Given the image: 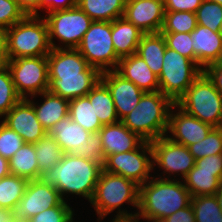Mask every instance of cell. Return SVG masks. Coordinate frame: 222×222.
<instances>
[{
  "instance_id": "obj_10",
  "label": "cell",
  "mask_w": 222,
  "mask_h": 222,
  "mask_svg": "<svg viewBox=\"0 0 222 222\" xmlns=\"http://www.w3.org/2000/svg\"><path fill=\"white\" fill-rule=\"evenodd\" d=\"M45 16H47L44 18L49 29V41L54 49H77L93 22L78 5L69 9L56 10ZM53 39H58L65 45L58 46Z\"/></svg>"
},
{
  "instance_id": "obj_32",
  "label": "cell",
  "mask_w": 222,
  "mask_h": 222,
  "mask_svg": "<svg viewBox=\"0 0 222 222\" xmlns=\"http://www.w3.org/2000/svg\"><path fill=\"white\" fill-rule=\"evenodd\" d=\"M34 146L39 170L42 174L59 163L65 154L55 139L48 133Z\"/></svg>"
},
{
  "instance_id": "obj_40",
  "label": "cell",
  "mask_w": 222,
  "mask_h": 222,
  "mask_svg": "<svg viewBox=\"0 0 222 222\" xmlns=\"http://www.w3.org/2000/svg\"><path fill=\"white\" fill-rule=\"evenodd\" d=\"M166 42V47L175 50L182 56L195 62L193 39L191 33H162Z\"/></svg>"
},
{
  "instance_id": "obj_12",
  "label": "cell",
  "mask_w": 222,
  "mask_h": 222,
  "mask_svg": "<svg viewBox=\"0 0 222 222\" xmlns=\"http://www.w3.org/2000/svg\"><path fill=\"white\" fill-rule=\"evenodd\" d=\"M141 149V150H140ZM103 170L133 180L142 185L152 178L153 153L149 141H144L137 149L107 156Z\"/></svg>"
},
{
  "instance_id": "obj_2",
  "label": "cell",
  "mask_w": 222,
  "mask_h": 222,
  "mask_svg": "<svg viewBox=\"0 0 222 222\" xmlns=\"http://www.w3.org/2000/svg\"><path fill=\"white\" fill-rule=\"evenodd\" d=\"M102 170L98 162L65 153L59 163L43 173L42 179L54 185L64 201L66 194H75L90 202Z\"/></svg>"
},
{
  "instance_id": "obj_53",
  "label": "cell",
  "mask_w": 222,
  "mask_h": 222,
  "mask_svg": "<svg viewBox=\"0 0 222 222\" xmlns=\"http://www.w3.org/2000/svg\"><path fill=\"white\" fill-rule=\"evenodd\" d=\"M215 196L222 213V184L219 187L218 191L216 192Z\"/></svg>"
},
{
  "instance_id": "obj_38",
  "label": "cell",
  "mask_w": 222,
  "mask_h": 222,
  "mask_svg": "<svg viewBox=\"0 0 222 222\" xmlns=\"http://www.w3.org/2000/svg\"><path fill=\"white\" fill-rule=\"evenodd\" d=\"M197 24L211 29L213 32L222 30V5L203 0L196 11Z\"/></svg>"
},
{
  "instance_id": "obj_52",
  "label": "cell",
  "mask_w": 222,
  "mask_h": 222,
  "mask_svg": "<svg viewBox=\"0 0 222 222\" xmlns=\"http://www.w3.org/2000/svg\"><path fill=\"white\" fill-rule=\"evenodd\" d=\"M140 219L135 216H130V217H115L111 222H140Z\"/></svg>"
},
{
  "instance_id": "obj_34",
  "label": "cell",
  "mask_w": 222,
  "mask_h": 222,
  "mask_svg": "<svg viewBox=\"0 0 222 222\" xmlns=\"http://www.w3.org/2000/svg\"><path fill=\"white\" fill-rule=\"evenodd\" d=\"M196 222H222V213L215 195L191 197Z\"/></svg>"
},
{
  "instance_id": "obj_8",
  "label": "cell",
  "mask_w": 222,
  "mask_h": 222,
  "mask_svg": "<svg viewBox=\"0 0 222 222\" xmlns=\"http://www.w3.org/2000/svg\"><path fill=\"white\" fill-rule=\"evenodd\" d=\"M162 71L158 76L159 91L176 103L203 69L193 60L166 47Z\"/></svg>"
},
{
  "instance_id": "obj_7",
  "label": "cell",
  "mask_w": 222,
  "mask_h": 222,
  "mask_svg": "<svg viewBox=\"0 0 222 222\" xmlns=\"http://www.w3.org/2000/svg\"><path fill=\"white\" fill-rule=\"evenodd\" d=\"M47 133L55 139L64 153H72L103 166L105 157L99 132L90 133L67 116L58 121Z\"/></svg>"
},
{
  "instance_id": "obj_25",
  "label": "cell",
  "mask_w": 222,
  "mask_h": 222,
  "mask_svg": "<svg viewBox=\"0 0 222 222\" xmlns=\"http://www.w3.org/2000/svg\"><path fill=\"white\" fill-rule=\"evenodd\" d=\"M40 96L44 97L43 103L38 105L31 97L27 98L33 105L36 117L42 127L48 132L58 121L68 116L69 100L64 99L52 92L45 91Z\"/></svg>"
},
{
  "instance_id": "obj_47",
  "label": "cell",
  "mask_w": 222,
  "mask_h": 222,
  "mask_svg": "<svg viewBox=\"0 0 222 222\" xmlns=\"http://www.w3.org/2000/svg\"><path fill=\"white\" fill-rule=\"evenodd\" d=\"M203 72L213 82L215 88L222 94V66H207Z\"/></svg>"
},
{
  "instance_id": "obj_39",
  "label": "cell",
  "mask_w": 222,
  "mask_h": 222,
  "mask_svg": "<svg viewBox=\"0 0 222 222\" xmlns=\"http://www.w3.org/2000/svg\"><path fill=\"white\" fill-rule=\"evenodd\" d=\"M27 11L17 0H0V27L8 29L15 23L23 20Z\"/></svg>"
},
{
  "instance_id": "obj_42",
  "label": "cell",
  "mask_w": 222,
  "mask_h": 222,
  "mask_svg": "<svg viewBox=\"0 0 222 222\" xmlns=\"http://www.w3.org/2000/svg\"><path fill=\"white\" fill-rule=\"evenodd\" d=\"M23 144L22 137L0 121V155L10 160Z\"/></svg>"
},
{
  "instance_id": "obj_33",
  "label": "cell",
  "mask_w": 222,
  "mask_h": 222,
  "mask_svg": "<svg viewBox=\"0 0 222 222\" xmlns=\"http://www.w3.org/2000/svg\"><path fill=\"white\" fill-rule=\"evenodd\" d=\"M28 180L16 175L0 179V208L13 210L24 196Z\"/></svg>"
},
{
  "instance_id": "obj_1",
  "label": "cell",
  "mask_w": 222,
  "mask_h": 222,
  "mask_svg": "<svg viewBox=\"0 0 222 222\" xmlns=\"http://www.w3.org/2000/svg\"><path fill=\"white\" fill-rule=\"evenodd\" d=\"M155 177L139 186L136 213L139 219L147 222H161L167 216L191 204V195L184 182L174 177Z\"/></svg>"
},
{
  "instance_id": "obj_20",
  "label": "cell",
  "mask_w": 222,
  "mask_h": 222,
  "mask_svg": "<svg viewBox=\"0 0 222 222\" xmlns=\"http://www.w3.org/2000/svg\"><path fill=\"white\" fill-rule=\"evenodd\" d=\"M104 157L137 149L144 140L121 121L103 125L99 130Z\"/></svg>"
},
{
  "instance_id": "obj_31",
  "label": "cell",
  "mask_w": 222,
  "mask_h": 222,
  "mask_svg": "<svg viewBox=\"0 0 222 222\" xmlns=\"http://www.w3.org/2000/svg\"><path fill=\"white\" fill-rule=\"evenodd\" d=\"M68 116L90 133L99 132L103 127L87 96L77 97L69 101Z\"/></svg>"
},
{
  "instance_id": "obj_24",
  "label": "cell",
  "mask_w": 222,
  "mask_h": 222,
  "mask_svg": "<svg viewBox=\"0 0 222 222\" xmlns=\"http://www.w3.org/2000/svg\"><path fill=\"white\" fill-rule=\"evenodd\" d=\"M143 34L124 17L113 20L111 22V36L116 55L123 58L135 54Z\"/></svg>"
},
{
  "instance_id": "obj_36",
  "label": "cell",
  "mask_w": 222,
  "mask_h": 222,
  "mask_svg": "<svg viewBox=\"0 0 222 222\" xmlns=\"http://www.w3.org/2000/svg\"><path fill=\"white\" fill-rule=\"evenodd\" d=\"M22 98L17 94L7 64L0 66V118Z\"/></svg>"
},
{
  "instance_id": "obj_45",
  "label": "cell",
  "mask_w": 222,
  "mask_h": 222,
  "mask_svg": "<svg viewBox=\"0 0 222 222\" xmlns=\"http://www.w3.org/2000/svg\"><path fill=\"white\" fill-rule=\"evenodd\" d=\"M77 5V0H41L40 4L30 13L34 16H39L38 10L45 9L47 13L69 9Z\"/></svg>"
},
{
  "instance_id": "obj_41",
  "label": "cell",
  "mask_w": 222,
  "mask_h": 222,
  "mask_svg": "<svg viewBox=\"0 0 222 222\" xmlns=\"http://www.w3.org/2000/svg\"><path fill=\"white\" fill-rule=\"evenodd\" d=\"M73 215L72 207L63 201L59 206L46 209L26 222H74Z\"/></svg>"
},
{
  "instance_id": "obj_6",
  "label": "cell",
  "mask_w": 222,
  "mask_h": 222,
  "mask_svg": "<svg viewBox=\"0 0 222 222\" xmlns=\"http://www.w3.org/2000/svg\"><path fill=\"white\" fill-rule=\"evenodd\" d=\"M176 104L212 127H222V94L202 72Z\"/></svg>"
},
{
  "instance_id": "obj_28",
  "label": "cell",
  "mask_w": 222,
  "mask_h": 222,
  "mask_svg": "<svg viewBox=\"0 0 222 222\" xmlns=\"http://www.w3.org/2000/svg\"><path fill=\"white\" fill-rule=\"evenodd\" d=\"M127 0H77V5L92 21H109L124 15Z\"/></svg>"
},
{
  "instance_id": "obj_30",
  "label": "cell",
  "mask_w": 222,
  "mask_h": 222,
  "mask_svg": "<svg viewBox=\"0 0 222 222\" xmlns=\"http://www.w3.org/2000/svg\"><path fill=\"white\" fill-rule=\"evenodd\" d=\"M183 180L191 197L215 195L222 184V180L215 175V171L198 170L196 166L187 173Z\"/></svg>"
},
{
  "instance_id": "obj_29",
  "label": "cell",
  "mask_w": 222,
  "mask_h": 222,
  "mask_svg": "<svg viewBox=\"0 0 222 222\" xmlns=\"http://www.w3.org/2000/svg\"><path fill=\"white\" fill-rule=\"evenodd\" d=\"M86 96L94 106L95 113L102 125L119 122L111 93L101 80Z\"/></svg>"
},
{
  "instance_id": "obj_44",
  "label": "cell",
  "mask_w": 222,
  "mask_h": 222,
  "mask_svg": "<svg viewBox=\"0 0 222 222\" xmlns=\"http://www.w3.org/2000/svg\"><path fill=\"white\" fill-rule=\"evenodd\" d=\"M198 170L215 171V175L222 180V154L206 156L195 160Z\"/></svg>"
},
{
  "instance_id": "obj_50",
  "label": "cell",
  "mask_w": 222,
  "mask_h": 222,
  "mask_svg": "<svg viewBox=\"0 0 222 222\" xmlns=\"http://www.w3.org/2000/svg\"><path fill=\"white\" fill-rule=\"evenodd\" d=\"M0 222H17V220L12 210L0 208Z\"/></svg>"
},
{
  "instance_id": "obj_49",
  "label": "cell",
  "mask_w": 222,
  "mask_h": 222,
  "mask_svg": "<svg viewBox=\"0 0 222 222\" xmlns=\"http://www.w3.org/2000/svg\"><path fill=\"white\" fill-rule=\"evenodd\" d=\"M17 2L30 14L41 2V0H17Z\"/></svg>"
},
{
  "instance_id": "obj_48",
  "label": "cell",
  "mask_w": 222,
  "mask_h": 222,
  "mask_svg": "<svg viewBox=\"0 0 222 222\" xmlns=\"http://www.w3.org/2000/svg\"><path fill=\"white\" fill-rule=\"evenodd\" d=\"M9 60L7 54V32L0 27V66L7 64Z\"/></svg>"
},
{
  "instance_id": "obj_37",
  "label": "cell",
  "mask_w": 222,
  "mask_h": 222,
  "mask_svg": "<svg viewBox=\"0 0 222 222\" xmlns=\"http://www.w3.org/2000/svg\"><path fill=\"white\" fill-rule=\"evenodd\" d=\"M194 159L222 154V127H214L202 141L188 146Z\"/></svg>"
},
{
  "instance_id": "obj_22",
  "label": "cell",
  "mask_w": 222,
  "mask_h": 222,
  "mask_svg": "<svg viewBox=\"0 0 222 222\" xmlns=\"http://www.w3.org/2000/svg\"><path fill=\"white\" fill-rule=\"evenodd\" d=\"M195 62L204 69L213 64L222 49V33L197 24L191 32Z\"/></svg>"
},
{
  "instance_id": "obj_26",
  "label": "cell",
  "mask_w": 222,
  "mask_h": 222,
  "mask_svg": "<svg viewBox=\"0 0 222 222\" xmlns=\"http://www.w3.org/2000/svg\"><path fill=\"white\" fill-rule=\"evenodd\" d=\"M166 42L161 32L143 34L139 42L136 54L139 55L148 67L157 76L162 71Z\"/></svg>"
},
{
  "instance_id": "obj_4",
  "label": "cell",
  "mask_w": 222,
  "mask_h": 222,
  "mask_svg": "<svg viewBox=\"0 0 222 222\" xmlns=\"http://www.w3.org/2000/svg\"><path fill=\"white\" fill-rule=\"evenodd\" d=\"M139 185L133 180L123 176L101 171L96 184L95 192L90 201L98 215L97 221H101L107 215L117 211L115 217H130L137 215L121 210L120 206L127 202L138 209Z\"/></svg>"
},
{
  "instance_id": "obj_14",
  "label": "cell",
  "mask_w": 222,
  "mask_h": 222,
  "mask_svg": "<svg viewBox=\"0 0 222 222\" xmlns=\"http://www.w3.org/2000/svg\"><path fill=\"white\" fill-rule=\"evenodd\" d=\"M150 144L153 153V165L156 166L157 164L160 169L164 170L163 173L167 176L165 179H171L169 177L171 174L173 176L178 174L183 180L195 166V159L188 147L172 141L167 135L151 141Z\"/></svg>"
},
{
  "instance_id": "obj_23",
  "label": "cell",
  "mask_w": 222,
  "mask_h": 222,
  "mask_svg": "<svg viewBox=\"0 0 222 222\" xmlns=\"http://www.w3.org/2000/svg\"><path fill=\"white\" fill-rule=\"evenodd\" d=\"M47 61L48 76L79 75L89 66L77 49L52 48Z\"/></svg>"
},
{
  "instance_id": "obj_11",
  "label": "cell",
  "mask_w": 222,
  "mask_h": 222,
  "mask_svg": "<svg viewBox=\"0 0 222 222\" xmlns=\"http://www.w3.org/2000/svg\"><path fill=\"white\" fill-rule=\"evenodd\" d=\"M7 66L21 98L27 99L29 96L34 99L49 90L47 56L10 59Z\"/></svg>"
},
{
  "instance_id": "obj_17",
  "label": "cell",
  "mask_w": 222,
  "mask_h": 222,
  "mask_svg": "<svg viewBox=\"0 0 222 222\" xmlns=\"http://www.w3.org/2000/svg\"><path fill=\"white\" fill-rule=\"evenodd\" d=\"M164 16L163 0H127L123 15L144 34L160 32Z\"/></svg>"
},
{
  "instance_id": "obj_27",
  "label": "cell",
  "mask_w": 222,
  "mask_h": 222,
  "mask_svg": "<svg viewBox=\"0 0 222 222\" xmlns=\"http://www.w3.org/2000/svg\"><path fill=\"white\" fill-rule=\"evenodd\" d=\"M10 174L30 180L42 178L34 144L24 143L9 160Z\"/></svg>"
},
{
  "instance_id": "obj_9",
  "label": "cell",
  "mask_w": 222,
  "mask_h": 222,
  "mask_svg": "<svg viewBox=\"0 0 222 222\" xmlns=\"http://www.w3.org/2000/svg\"><path fill=\"white\" fill-rule=\"evenodd\" d=\"M77 50L100 73L115 70L120 60L113 46L109 21H93Z\"/></svg>"
},
{
  "instance_id": "obj_55",
  "label": "cell",
  "mask_w": 222,
  "mask_h": 222,
  "mask_svg": "<svg viewBox=\"0 0 222 222\" xmlns=\"http://www.w3.org/2000/svg\"><path fill=\"white\" fill-rule=\"evenodd\" d=\"M207 1L215 2V3L222 5V0H207Z\"/></svg>"
},
{
  "instance_id": "obj_21",
  "label": "cell",
  "mask_w": 222,
  "mask_h": 222,
  "mask_svg": "<svg viewBox=\"0 0 222 222\" xmlns=\"http://www.w3.org/2000/svg\"><path fill=\"white\" fill-rule=\"evenodd\" d=\"M115 71L144 92L159 91L158 76L136 53L120 58Z\"/></svg>"
},
{
  "instance_id": "obj_16",
  "label": "cell",
  "mask_w": 222,
  "mask_h": 222,
  "mask_svg": "<svg viewBox=\"0 0 222 222\" xmlns=\"http://www.w3.org/2000/svg\"><path fill=\"white\" fill-rule=\"evenodd\" d=\"M2 122L19 134L24 143L35 144L47 134L36 117L32 103L25 98L4 116Z\"/></svg>"
},
{
  "instance_id": "obj_51",
  "label": "cell",
  "mask_w": 222,
  "mask_h": 222,
  "mask_svg": "<svg viewBox=\"0 0 222 222\" xmlns=\"http://www.w3.org/2000/svg\"><path fill=\"white\" fill-rule=\"evenodd\" d=\"M10 175L9 160L0 155V179Z\"/></svg>"
},
{
  "instance_id": "obj_15",
  "label": "cell",
  "mask_w": 222,
  "mask_h": 222,
  "mask_svg": "<svg viewBox=\"0 0 222 222\" xmlns=\"http://www.w3.org/2000/svg\"><path fill=\"white\" fill-rule=\"evenodd\" d=\"M178 108L175 112L174 109ZM210 124L204 123L182 110L176 103L171 108L169 114V125L167 135L172 141L188 147L191 144L198 143L207 137L213 129Z\"/></svg>"
},
{
  "instance_id": "obj_13",
  "label": "cell",
  "mask_w": 222,
  "mask_h": 222,
  "mask_svg": "<svg viewBox=\"0 0 222 222\" xmlns=\"http://www.w3.org/2000/svg\"><path fill=\"white\" fill-rule=\"evenodd\" d=\"M63 201L54 185L42 178L30 180L24 196L12 211L17 222H26L46 209L59 206Z\"/></svg>"
},
{
  "instance_id": "obj_46",
  "label": "cell",
  "mask_w": 222,
  "mask_h": 222,
  "mask_svg": "<svg viewBox=\"0 0 222 222\" xmlns=\"http://www.w3.org/2000/svg\"><path fill=\"white\" fill-rule=\"evenodd\" d=\"M161 222H196L192 205L179 209L170 216L164 218Z\"/></svg>"
},
{
  "instance_id": "obj_43",
  "label": "cell",
  "mask_w": 222,
  "mask_h": 222,
  "mask_svg": "<svg viewBox=\"0 0 222 222\" xmlns=\"http://www.w3.org/2000/svg\"><path fill=\"white\" fill-rule=\"evenodd\" d=\"M203 0H163L165 12L186 11L196 13Z\"/></svg>"
},
{
  "instance_id": "obj_19",
  "label": "cell",
  "mask_w": 222,
  "mask_h": 222,
  "mask_svg": "<svg viewBox=\"0 0 222 222\" xmlns=\"http://www.w3.org/2000/svg\"><path fill=\"white\" fill-rule=\"evenodd\" d=\"M101 73L88 66L79 75L48 76L49 91L67 100L86 96L100 80Z\"/></svg>"
},
{
  "instance_id": "obj_5",
  "label": "cell",
  "mask_w": 222,
  "mask_h": 222,
  "mask_svg": "<svg viewBox=\"0 0 222 222\" xmlns=\"http://www.w3.org/2000/svg\"><path fill=\"white\" fill-rule=\"evenodd\" d=\"M40 16L28 14L23 20L6 29L9 60L47 56L51 52L48 25L45 18Z\"/></svg>"
},
{
  "instance_id": "obj_18",
  "label": "cell",
  "mask_w": 222,
  "mask_h": 222,
  "mask_svg": "<svg viewBox=\"0 0 222 222\" xmlns=\"http://www.w3.org/2000/svg\"><path fill=\"white\" fill-rule=\"evenodd\" d=\"M100 80L109 89L117 117L121 121L137 106L144 91L131 81L123 78L115 70L101 73Z\"/></svg>"
},
{
  "instance_id": "obj_54",
  "label": "cell",
  "mask_w": 222,
  "mask_h": 222,
  "mask_svg": "<svg viewBox=\"0 0 222 222\" xmlns=\"http://www.w3.org/2000/svg\"><path fill=\"white\" fill-rule=\"evenodd\" d=\"M208 66H222V49L219 53L218 58L215 60V62L213 64H210Z\"/></svg>"
},
{
  "instance_id": "obj_35",
  "label": "cell",
  "mask_w": 222,
  "mask_h": 222,
  "mask_svg": "<svg viewBox=\"0 0 222 222\" xmlns=\"http://www.w3.org/2000/svg\"><path fill=\"white\" fill-rule=\"evenodd\" d=\"M197 26L196 13L186 11L165 12L161 33H191Z\"/></svg>"
},
{
  "instance_id": "obj_3",
  "label": "cell",
  "mask_w": 222,
  "mask_h": 222,
  "mask_svg": "<svg viewBox=\"0 0 222 222\" xmlns=\"http://www.w3.org/2000/svg\"><path fill=\"white\" fill-rule=\"evenodd\" d=\"M175 103L161 91L144 92L137 106L121 122L144 141L167 135L169 114Z\"/></svg>"
}]
</instances>
